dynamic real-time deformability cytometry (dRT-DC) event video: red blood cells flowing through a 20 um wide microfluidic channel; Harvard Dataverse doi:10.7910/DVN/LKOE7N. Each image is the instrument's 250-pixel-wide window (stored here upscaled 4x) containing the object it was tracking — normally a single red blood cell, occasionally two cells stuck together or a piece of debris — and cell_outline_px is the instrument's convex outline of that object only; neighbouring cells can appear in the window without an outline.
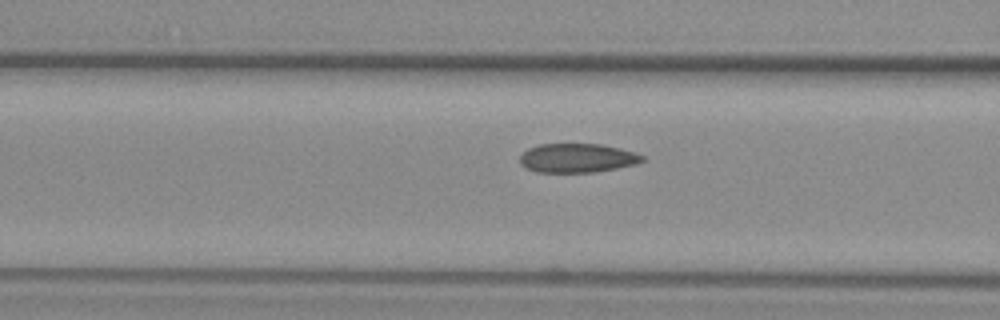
{"species": "common noctule bat (a hibernating species)", "species_latin": "Nyctalus noctula", "temperature_condition": "warm", "stored_images_in_passage": 48, "camera_frame_rate_fps": 3000, "um_per_image_px": 0.085, "animal": {"sex": "female", "body_mass_g": 29.2, "forearm_length_mm": 56.3}, "frame": {"image": 1, "passage_image": 16, "time_ms": 5.0, "image_size_px": [1000, 320], "cell_outline_px": [[644, 160], [636, 164], [596, 172], [536, 172], [520, 164], [520, 156], [528, 148], [540, 144], [600, 144], [620, 148], [636, 152], [644, 156]], "centroid_in_image_um": [49.08, 13.43], "position_along_channel_um": 117.5, "area_um2": 20.69}}
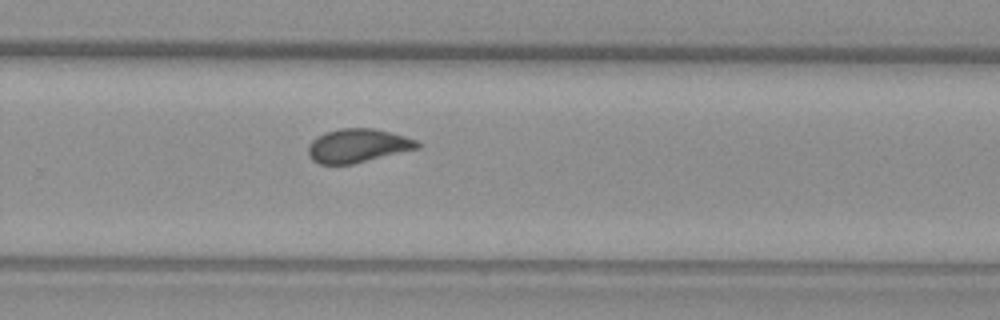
{"frame": {"image": 2, "passage_image": 30, "time_ms": 9.667, "image_size_px": [1000, 320], "cell_outline_px": [[420, 148], [352, 164], [320, 164], [312, 160], [308, 156], [308, 144], [316, 136], [324, 132], [340, 128], [372, 128], [392, 132], [416, 140], [420, 144]], "centroid_in_image_um": [30.38, 12.37], "position_along_channel_um": 299.4, "area_um2": 21.56}}
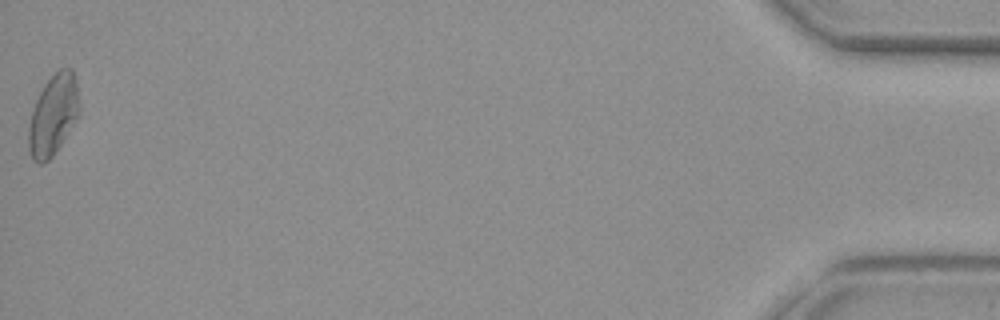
{"frame": {"image": 3, "passage_image": 48, "time_ms": 15.667, "image_size_px": [1000, 320], "cell_outline_px": [[80, 112], [60, 144], [52, 156], [48, 160], [40, 164], [32, 160], [28, 148], [28, 128], [32, 112], [36, 100], [44, 84], [60, 68], [72, 68], [76, 80], [80, 104]], "centroid_in_image_um": [4.52, 9.76], "position_along_channel_um": 430.7, "area_um2": 23.58}, "authors_computed_cell_mechanics": {"area_um2": 21.7617, "velocity_mm_per_s": 3.9016, "shape_relaxation_time_tau1_ms": null, "shape_relaxation_time_tau2_ms": 1.329, "deformation_change_tau1": null, "deformation_change_tau2": 0.0651}}